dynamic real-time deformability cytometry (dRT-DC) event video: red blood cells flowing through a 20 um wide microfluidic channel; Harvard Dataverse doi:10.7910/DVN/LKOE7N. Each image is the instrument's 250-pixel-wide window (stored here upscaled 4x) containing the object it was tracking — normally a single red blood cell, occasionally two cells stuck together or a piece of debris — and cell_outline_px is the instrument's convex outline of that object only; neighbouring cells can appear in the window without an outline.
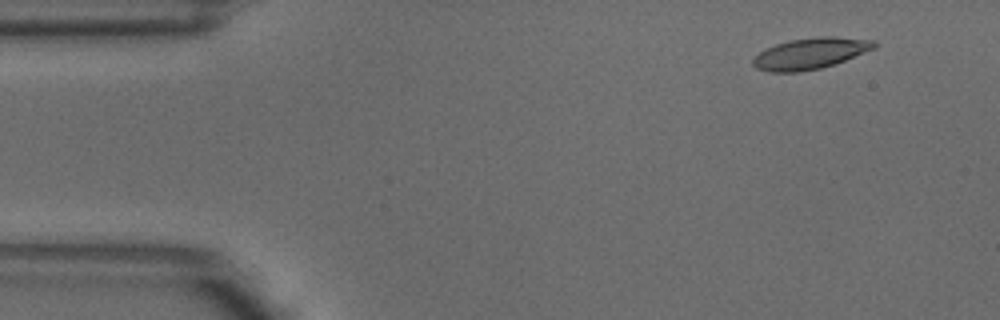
{"species": "common noctule bat (a hibernating species)", "species_latin": "Nyctalus noctula", "temperature_condition": "warm", "stored_images_in_passage": 4, "camera_frame_rate_fps": 3000, "um_per_image_px": 0.085, "animal": {"sex": "male", "body_mass_g": 18.8}, "frame": {"image": 1, "passage_image": 1, "time_ms": 0.0, "image_size_px": [1000, 320], "cell_outline_px": [[876, 48], [844, 60], [820, 68], [800, 72], [772, 72], [756, 68], [752, 64], [752, 60], [760, 52], [776, 44], [792, 40], [820, 36], [836, 36], [872, 40], [876, 44]], "centroid_in_image_um": [68.88, 4.54], "position_along_channel_um": 16.1, "area_um2": 21.68}}